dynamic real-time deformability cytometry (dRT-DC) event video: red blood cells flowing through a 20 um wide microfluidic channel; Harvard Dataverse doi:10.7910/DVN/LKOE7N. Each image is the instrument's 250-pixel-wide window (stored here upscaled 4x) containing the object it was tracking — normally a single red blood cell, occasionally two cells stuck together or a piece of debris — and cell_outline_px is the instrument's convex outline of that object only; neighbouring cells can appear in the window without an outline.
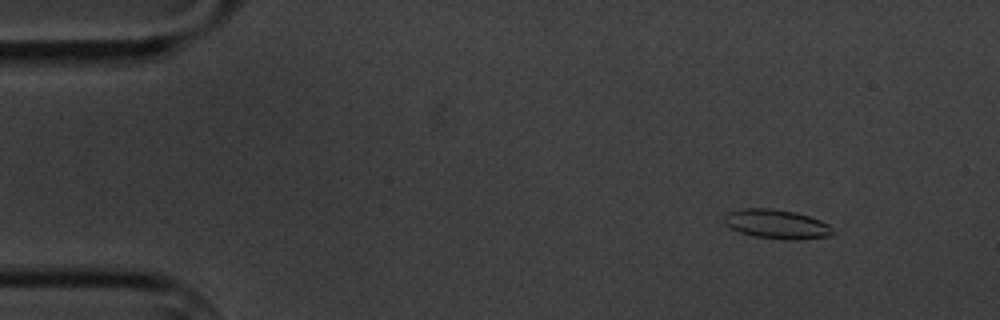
{"species": "common noctule bat (a hibernating species)", "species_latin": "Nyctalus noctula", "temperature_condition": "cold", "stored_images_in_passage": 3, "camera_frame_rate_fps": 3000, "um_per_image_px": 0.085, "animal": {"sex": "male", "body_mass_g": 20.1, "forearm_length_mm": 53.5}, "frame": {"image": 1, "passage_image": 1, "time_ms": 0.0, "image_size_px": [1000, 320], "cell_outline_px": [[836, 232], [832, 236], [796, 240], [784, 240], [756, 236], [740, 232], [724, 224], [724, 216], [728, 212], [740, 208], [772, 208], [796, 212], [820, 220], [828, 224]], "centroid_in_image_um": [66.04, 19.05], "position_along_channel_um": 19.0, "area_um2": 18.67}}